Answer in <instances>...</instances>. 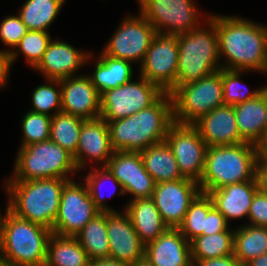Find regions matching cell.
Listing matches in <instances>:
<instances>
[{
    "label": "cell",
    "instance_id": "cell-1",
    "mask_svg": "<svg viewBox=\"0 0 267 266\" xmlns=\"http://www.w3.org/2000/svg\"><path fill=\"white\" fill-rule=\"evenodd\" d=\"M209 17L216 25L222 69L264 74L267 69V25L242 16L210 12Z\"/></svg>",
    "mask_w": 267,
    "mask_h": 266
},
{
    "label": "cell",
    "instance_id": "cell-2",
    "mask_svg": "<svg viewBox=\"0 0 267 266\" xmlns=\"http://www.w3.org/2000/svg\"><path fill=\"white\" fill-rule=\"evenodd\" d=\"M174 123L172 97L165 92L148 108L126 118L109 121L111 146L114 151L140 152L165 141Z\"/></svg>",
    "mask_w": 267,
    "mask_h": 266
},
{
    "label": "cell",
    "instance_id": "cell-3",
    "mask_svg": "<svg viewBox=\"0 0 267 266\" xmlns=\"http://www.w3.org/2000/svg\"><path fill=\"white\" fill-rule=\"evenodd\" d=\"M68 180L52 178L4 181L9 210L20 218L52 230L61 194Z\"/></svg>",
    "mask_w": 267,
    "mask_h": 266
},
{
    "label": "cell",
    "instance_id": "cell-4",
    "mask_svg": "<svg viewBox=\"0 0 267 266\" xmlns=\"http://www.w3.org/2000/svg\"><path fill=\"white\" fill-rule=\"evenodd\" d=\"M259 157V147L247 142L208 147L198 183L201 192L208 193L229 184L257 179Z\"/></svg>",
    "mask_w": 267,
    "mask_h": 266
},
{
    "label": "cell",
    "instance_id": "cell-5",
    "mask_svg": "<svg viewBox=\"0 0 267 266\" xmlns=\"http://www.w3.org/2000/svg\"><path fill=\"white\" fill-rule=\"evenodd\" d=\"M204 22L179 34L176 85L168 92L170 94L178 86L199 81L222 69L216 25L210 17Z\"/></svg>",
    "mask_w": 267,
    "mask_h": 266
},
{
    "label": "cell",
    "instance_id": "cell-6",
    "mask_svg": "<svg viewBox=\"0 0 267 266\" xmlns=\"http://www.w3.org/2000/svg\"><path fill=\"white\" fill-rule=\"evenodd\" d=\"M0 261L13 266H45L52 230L16 216L6 202Z\"/></svg>",
    "mask_w": 267,
    "mask_h": 266
},
{
    "label": "cell",
    "instance_id": "cell-7",
    "mask_svg": "<svg viewBox=\"0 0 267 266\" xmlns=\"http://www.w3.org/2000/svg\"><path fill=\"white\" fill-rule=\"evenodd\" d=\"M16 155L13 172L4 181L71 180L79 173L73 155L51 140L19 147Z\"/></svg>",
    "mask_w": 267,
    "mask_h": 266
},
{
    "label": "cell",
    "instance_id": "cell-8",
    "mask_svg": "<svg viewBox=\"0 0 267 266\" xmlns=\"http://www.w3.org/2000/svg\"><path fill=\"white\" fill-rule=\"evenodd\" d=\"M170 95L174 122L193 125L202 116L224 105L221 69L199 81L178 86Z\"/></svg>",
    "mask_w": 267,
    "mask_h": 266
},
{
    "label": "cell",
    "instance_id": "cell-9",
    "mask_svg": "<svg viewBox=\"0 0 267 266\" xmlns=\"http://www.w3.org/2000/svg\"><path fill=\"white\" fill-rule=\"evenodd\" d=\"M137 80H130L100 95V117L107 123L136 114L153 105L165 92L156 84L137 74Z\"/></svg>",
    "mask_w": 267,
    "mask_h": 266
},
{
    "label": "cell",
    "instance_id": "cell-10",
    "mask_svg": "<svg viewBox=\"0 0 267 266\" xmlns=\"http://www.w3.org/2000/svg\"><path fill=\"white\" fill-rule=\"evenodd\" d=\"M195 1L137 0V3L138 11L153 25L155 31L183 34L197 28L204 19L209 18L210 13H206V16L200 14L199 5Z\"/></svg>",
    "mask_w": 267,
    "mask_h": 266
},
{
    "label": "cell",
    "instance_id": "cell-11",
    "mask_svg": "<svg viewBox=\"0 0 267 266\" xmlns=\"http://www.w3.org/2000/svg\"><path fill=\"white\" fill-rule=\"evenodd\" d=\"M126 15L102 48V53L140 66L155 35L153 25L138 11Z\"/></svg>",
    "mask_w": 267,
    "mask_h": 266
},
{
    "label": "cell",
    "instance_id": "cell-12",
    "mask_svg": "<svg viewBox=\"0 0 267 266\" xmlns=\"http://www.w3.org/2000/svg\"><path fill=\"white\" fill-rule=\"evenodd\" d=\"M179 34L155 31L138 73L169 92L176 85Z\"/></svg>",
    "mask_w": 267,
    "mask_h": 266
},
{
    "label": "cell",
    "instance_id": "cell-13",
    "mask_svg": "<svg viewBox=\"0 0 267 266\" xmlns=\"http://www.w3.org/2000/svg\"><path fill=\"white\" fill-rule=\"evenodd\" d=\"M68 180L63 188L52 233L75 237L100 211L95 207L88 186Z\"/></svg>",
    "mask_w": 267,
    "mask_h": 266
},
{
    "label": "cell",
    "instance_id": "cell-14",
    "mask_svg": "<svg viewBox=\"0 0 267 266\" xmlns=\"http://www.w3.org/2000/svg\"><path fill=\"white\" fill-rule=\"evenodd\" d=\"M165 142L173 152L181 175L199 183L208 148L199 131L193 125L174 123L167 132Z\"/></svg>",
    "mask_w": 267,
    "mask_h": 266
},
{
    "label": "cell",
    "instance_id": "cell-15",
    "mask_svg": "<svg viewBox=\"0 0 267 266\" xmlns=\"http://www.w3.org/2000/svg\"><path fill=\"white\" fill-rule=\"evenodd\" d=\"M200 192L197 182L184 178L156 183L152 199L168 228H178Z\"/></svg>",
    "mask_w": 267,
    "mask_h": 266
},
{
    "label": "cell",
    "instance_id": "cell-16",
    "mask_svg": "<svg viewBox=\"0 0 267 266\" xmlns=\"http://www.w3.org/2000/svg\"><path fill=\"white\" fill-rule=\"evenodd\" d=\"M122 184L130 200L152 197L156 182L146 171L139 152L114 151L105 166Z\"/></svg>",
    "mask_w": 267,
    "mask_h": 266
},
{
    "label": "cell",
    "instance_id": "cell-17",
    "mask_svg": "<svg viewBox=\"0 0 267 266\" xmlns=\"http://www.w3.org/2000/svg\"><path fill=\"white\" fill-rule=\"evenodd\" d=\"M61 111L84 120L100 117V93L87 72L60 79Z\"/></svg>",
    "mask_w": 267,
    "mask_h": 266
},
{
    "label": "cell",
    "instance_id": "cell-18",
    "mask_svg": "<svg viewBox=\"0 0 267 266\" xmlns=\"http://www.w3.org/2000/svg\"><path fill=\"white\" fill-rule=\"evenodd\" d=\"M113 153L108 123L101 117L84 120L77 151L73 156L79 172L87 169L89 162L98 164L97 167H105Z\"/></svg>",
    "mask_w": 267,
    "mask_h": 266
},
{
    "label": "cell",
    "instance_id": "cell-19",
    "mask_svg": "<svg viewBox=\"0 0 267 266\" xmlns=\"http://www.w3.org/2000/svg\"><path fill=\"white\" fill-rule=\"evenodd\" d=\"M106 219L109 257L130 266L144 259L145 245L136 233L128 214L124 210L106 212Z\"/></svg>",
    "mask_w": 267,
    "mask_h": 266
},
{
    "label": "cell",
    "instance_id": "cell-20",
    "mask_svg": "<svg viewBox=\"0 0 267 266\" xmlns=\"http://www.w3.org/2000/svg\"><path fill=\"white\" fill-rule=\"evenodd\" d=\"M90 51L81 50L60 39H52L39 64L33 69L41 73L44 79H64L81 75Z\"/></svg>",
    "mask_w": 267,
    "mask_h": 266
},
{
    "label": "cell",
    "instance_id": "cell-21",
    "mask_svg": "<svg viewBox=\"0 0 267 266\" xmlns=\"http://www.w3.org/2000/svg\"><path fill=\"white\" fill-rule=\"evenodd\" d=\"M144 259L153 266H193L190 242L178 228H168L145 245Z\"/></svg>",
    "mask_w": 267,
    "mask_h": 266
},
{
    "label": "cell",
    "instance_id": "cell-22",
    "mask_svg": "<svg viewBox=\"0 0 267 266\" xmlns=\"http://www.w3.org/2000/svg\"><path fill=\"white\" fill-rule=\"evenodd\" d=\"M193 126L199 131L203 141L210 146L242 144L234 107L221 105L202 116Z\"/></svg>",
    "mask_w": 267,
    "mask_h": 266
},
{
    "label": "cell",
    "instance_id": "cell-23",
    "mask_svg": "<svg viewBox=\"0 0 267 266\" xmlns=\"http://www.w3.org/2000/svg\"><path fill=\"white\" fill-rule=\"evenodd\" d=\"M259 190L257 179L242 183L229 184L217 190H211L207 194L211 197L214 207L230 220L247 219L255 193Z\"/></svg>",
    "mask_w": 267,
    "mask_h": 266
},
{
    "label": "cell",
    "instance_id": "cell-24",
    "mask_svg": "<svg viewBox=\"0 0 267 266\" xmlns=\"http://www.w3.org/2000/svg\"><path fill=\"white\" fill-rule=\"evenodd\" d=\"M233 107L241 139L260 147L267 135V86L255 98Z\"/></svg>",
    "mask_w": 267,
    "mask_h": 266
},
{
    "label": "cell",
    "instance_id": "cell-25",
    "mask_svg": "<svg viewBox=\"0 0 267 266\" xmlns=\"http://www.w3.org/2000/svg\"><path fill=\"white\" fill-rule=\"evenodd\" d=\"M92 56L93 53L91 51L86 65L89 64V61L96 64H93V66L95 65L94 71L91 74L87 73V75L100 95L104 91L126 84L134 78V68L131 62L104 55L102 52H100V56L97 54V58H92Z\"/></svg>",
    "mask_w": 267,
    "mask_h": 266
},
{
    "label": "cell",
    "instance_id": "cell-26",
    "mask_svg": "<svg viewBox=\"0 0 267 266\" xmlns=\"http://www.w3.org/2000/svg\"><path fill=\"white\" fill-rule=\"evenodd\" d=\"M123 210L130 217L144 245L154 241L168 229L152 197L129 200Z\"/></svg>",
    "mask_w": 267,
    "mask_h": 266
},
{
    "label": "cell",
    "instance_id": "cell-27",
    "mask_svg": "<svg viewBox=\"0 0 267 266\" xmlns=\"http://www.w3.org/2000/svg\"><path fill=\"white\" fill-rule=\"evenodd\" d=\"M146 171L156 183L184 179L171 148L163 141L139 152Z\"/></svg>",
    "mask_w": 267,
    "mask_h": 266
},
{
    "label": "cell",
    "instance_id": "cell-28",
    "mask_svg": "<svg viewBox=\"0 0 267 266\" xmlns=\"http://www.w3.org/2000/svg\"><path fill=\"white\" fill-rule=\"evenodd\" d=\"M90 259L76 237L52 233L45 266H89Z\"/></svg>",
    "mask_w": 267,
    "mask_h": 266
},
{
    "label": "cell",
    "instance_id": "cell-29",
    "mask_svg": "<svg viewBox=\"0 0 267 266\" xmlns=\"http://www.w3.org/2000/svg\"><path fill=\"white\" fill-rule=\"evenodd\" d=\"M240 225L234 228V256L245 266L267 253V227Z\"/></svg>",
    "mask_w": 267,
    "mask_h": 266
},
{
    "label": "cell",
    "instance_id": "cell-30",
    "mask_svg": "<svg viewBox=\"0 0 267 266\" xmlns=\"http://www.w3.org/2000/svg\"><path fill=\"white\" fill-rule=\"evenodd\" d=\"M66 0H26L18 15L28 30L48 32Z\"/></svg>",
    "mask_w": 267,
    "mask_h": 266
},
{
    "label": "cell",
    "instance_id": "cell-31",
    "mask_svg": "<svg viewBox=\"0 0 267 266\" xmlns=\"http://www.w3.org/2000/svg\"><path fill=\"white\" fill-rule=\"evenodd\" d=\"M193 265L197 261L221 258L234 254V229L211 235H200L190 241Z\"/></svg>",
    "mask_w": 267,
    "mask_h": 266
},
{
    "label": "cell",
    "instance_id": "cell-32",
    "mask_svg": "<svg viewBox=\"0 0 267 266\" xmlns=\"http://www.w3.org/2000/svg\"><path fill=\"white\" fill-rule=\"evenodd\" d=\"M75 237L90 260L109 257L106 212L98 213Z\"/></svg>",
    "mask_w": 267,
    "mask_h": 266
},
{
    "label": "cell",
    "instance_id": "cell-33",
    "mask_svg": "<svg viewBox=\"0 0 267 266\" xmlns=\"http://www.w3.org/2000/svg\"><path fill=\"white\" fill-rule=\"evenodd\" d=\"M89 171L90 172L87 173V175H83L81 177L82 179H84V181L86 182L88 186L89 193L91 195V198L94 202L95 207L100 212L118 211V209L116 210V209H113V207L108 206L106 197L111 198L114 195H118V196L126 195L122 184H120V182L111 174V172L106 167L96 168L95 165H92ZM106 182L113 183L112 185H114L112 186L113 190L108 194V196L104 195L101 189L102 185H104V183ZM117 188H119V190Z\"/></svg>",
    "mask_w": 267,
    "mask_h": 266
},
{
    "label": "cell",
    "instance_id": "cell-34",
    "mask_svg": "<svg viewBox=\"0 0 267 266\" xmlns=\"http://www.w3.org/2000/svg\"><path fill=\"white\" fill-rule=\"evenodd\" d=\"M83 121L82 118L62 111L56 113L51 120L50 140L74 156Z\"/></svg>",
    "mask_w": 267,
    "mask_h": 266
},
{
    "label": "cell",
    "instance_id": "cell-35",
    "mask_svg": "<svg viewBox=\"0 0 267 266\" xmlns=\"http://www.w3.org/2000/svg\"><path fill=\"white\" fill-rule=\"evenodd\" d=\"M51 40L49 32L28 30L14 49L8 53L12 66L21 54L31 69H34L42 60Z\"/></svg>",
    "mask_w": 267,
    "mask_h": 266
},
{
    "label": "cell",
    "instance_id": "cell-36",
    "mask_svg": "<svg viewBox=\"0 0 267 266\" xmlns=\"http://www.w3.org/2000/svg\"><path fill=\"white\" fill-rule=\"evenodd\" d=\"M213 206L211 197L203 192H200L191 202L183 223L178 227L189 242L195 237L203 235L205 218Z\"/></svg>",
    "mask_w": 267,
    "mask_h": 266
},
{
    "label": "cell",
    "instance_id": "cell-37",
    "mask_svg": "<svg viewBox=\"0 0 267 266\" xmlns=\"http://www.w3.org/2000/svg\"><path fill=\"white\" fill-rule=\"evenodd\" d=\"M243 74H248L246 71L242 70H230L221 69V79L223 84V103L224 105H238L245 103L250 99L255 98L260 94L264 88L267 86L258 87V89L247 90L241 79Z\"/></svg>",
    "mask_w": 267,
    "mask_h": 266
},
{
    "label": "cell",
    "instance_id": "cell-38",
    "mask_svg": "<svg viewBox=\"0 0 267 266\" xmlns=\"http://www.w3.org/2000/svg\"><path fill=\"white\" fill-rule=\"evenodd\" d=\"M44 81L45 83L36 86L32 91L30 95L32 107L28 111L52 117L61 112L60 80L44 79Z\"/></svg>",
    "mask_w": 267,
    "mask_h": 266
},
{
    "label": "cell",
    "instance_id": "cell-39",
    "mask_svg": "<svg viewBox=\"0 0 267 266\" xmlns=\"http://www.w3.org/2000/svg\"><path fill=\"white\" fill-rule=\"evenodd\" d=\"M52 117L47 114L26 111L22 117V141L19 147L50 140Z\"/></svg>",
    "mask_w": 267,
    "mask_h": 266
},
{
    "label": "cell",
    "instance_id": "cell-40",
    "mask_svg": "<svg viewBox=\"0 0 267 266\" xmlns=\"http://www.w3.org/2000/svg\"><path fill=\"white\" fill-rule=\"evenodd\" d=\"M27 31L26 25L18 14L4 17L0 22V41L6 46V49H3L2 52L10 53Z\"/></svg>",
    "mask_w": 267,
    "mask_h": 266
},
{
    "label": "cell",
    "instance_id": "cell-41",
    "mask_svg": "<svg viewBox=\"0 0 267 266\" xmlns=\"http://www.w3.org/2000/svg\"><path fill=\"white\" fill-rule=\"evenodd\" d=\"M247 220L248 225L267 227V194L260 189L253 197Z\"/></svg>",
    "mask_w": 267,
    "mask_h": 266
},
{
    "label": "cell",
    "instance_id": "cell-42",
    "mask_svg": "<svg viewBox=\"0 0 267 266\" xmlns=\"http://www.w3.org/2000/svg\"><path fill=\"white\" fill-rule=\"evenodd\" d=\"M230 225L225 217L213 206L207 213L205 218V230L203 235L217 234L225 232Z\"/></svg>",
    "mask_w": 267,
    "mask_h": 266
},
{
    "label": "cell",
    "instance_id": "cell-43",
    "mask_svg": "<svg viewBox=\"0 0 267 266\" xmlns=\"http://www.w3.org/2000/svg\"><path fill=\"white\" fill-rule=\"evenodd\" d=\"M193 266H243L233 255L197 261Z\"/></svg>",
    "mask_w": 267,
    "mask_h": 266
},
{
    "label": "cell",
    "instance_id": "cell-44",
    "mask_svg": "<svg viewBox=\"0 0 267 266\" xmlns=\"http://www.w3.org/2000/svg\"><path fill=\"white\" fill-rule=\"evenodd\" d=\"M12 68V63L9 54L3 53L0 49V89L9 84V76Z\"/></svg>",
    "mask_w": 267,
    "mask_h": 266
},
{
    "label": "cell",
    "instance_id": "cell-45",
    "mask_svg": "<svg viewBox=\"0 0 267 266\" xmlns=\"http://www.w3.org/2000/svg\"><path fill=\"white\" fill-rule=\"evenodd\" d=\"M257 180L259 189L267 194V155L260 154L257 164Z\"/></svg>",
    "mask_w": 267,
    "mask_h": 266
},
{
    "label": "cell",
    "instance_id": "cell-46",
    "mask_svg": "<svg viewBox=\"0 0 267 266\" xmlns=\"http://www.w3.org/2000/svg\"><path fill=\"white\" fill-rule=\"evenodd\" d=\"M89 266H130V265L120 260L111 257H106V258H98L90 260Z\"/></svg>",
    "mask_w": 267,
    "mask_h": 266
},
{
    "label": "cell",
    "instance_id": "cell-47",
    "mask_svg": "<svg viewBox=\"0 0 267 266\" xmlns=\"http://www.w3.org/2000/svg\"><path fill=\"white\" fill-rule=\"evenodd\" d=\"M245 266H267V253L252 259Z\"/></svg>",
    "mask_w": 267,
    "mask_h": 266
},
{
    "label": "cell",
    "instance_id": "cell-48",
    "mask_svg": "<svg viewBox=\"0 0 267 266\" xmlns=\"http://www.w3.org/2000/svg\"><path fill=\"white\" fill-rule=\"evenodd\" d=\"M259 150H260V154L267 155V135H266L263 143L259 147Z\"/></svg>",
    "mask_w": 267,
    "mask_h": 266
},
{
    "label": "cell",
    "instance_id": "cell-49",
    "mask_svg": "<svg viewBox=\"0 0 267 266\" xmlns=\"http://www.w3.org/2000/svg\"><path fill=\"white\" fill-rule=\"evenodd\" d=\"M5 215H6V211H4V214H3V212H1V209H0V247H1V242H2V224H3Z\"/></svg>",
    "mask_w": 267,
    "mask_h": 266
},
{
    "label": "cell",
    "instance_id": "cell-50",
    "mask_svg": "<svg viewBox=\"0 0 267 266\" xmlns=\"http://www.w3.org/2000/svg\"><path fill=\"white\" fill-rule=\"evenodd\" d=\"M131 266H153V265L150 264L146 259H142L141 261H138L137 263Z\"/></svg>",
    "mask_w": 267,
    "mask_h": 266
},
{
    "label": "cell",
    "instance_id": "cell-51",
    "mask_svg": "<svg viewBox=\"0 0 267 266\" xmlns=\"http://www.w3.org/2000/svg\"><path fill=\"white\" fill-rule=\"evenodd\" d=\"M0 266H13V265L6 264V263H3V262L0 261Z\"/></svg>",
    "mask_w": 267,
    "mask_h": 266
}]
</instances>
